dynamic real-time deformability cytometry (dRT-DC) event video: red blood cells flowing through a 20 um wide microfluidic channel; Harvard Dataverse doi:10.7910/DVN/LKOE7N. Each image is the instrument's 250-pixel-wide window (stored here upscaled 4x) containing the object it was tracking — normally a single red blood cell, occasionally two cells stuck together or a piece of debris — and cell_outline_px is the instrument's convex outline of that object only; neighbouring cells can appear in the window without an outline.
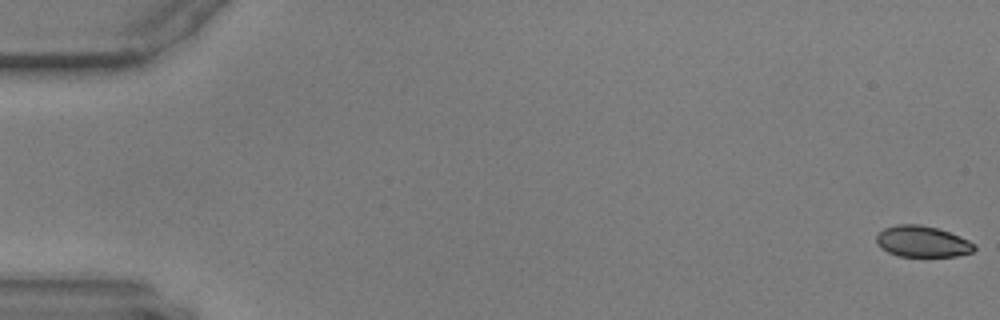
{"species": "common noctule bat (a hibernating species)", "species_latin": "Nyctalus noctula", "temperature_condition": "warm", "stored_images_in_passage": 58, "camera_frame_rate_fps": 3000, "um_per_image_px": 0.085, "animal": {"sex": "male", "body_mass_g": 17.9, "forearm_length_mm": 54.2}, "frame": {"image": 1, "passage_image": 1, "time_ms": 0.0, "image_size_px": [1000, 320], "cell_outline_px": [[976, 248], [972, 252], [956, 256], [900, 256], [888, 252], [880, 248], [876, 244], [876, 236], [884, 228], [896, 224], [920, 224], [936, 228], [960, 236], [976, 244]], "centroid_in_image_um": [78.38, 20.53], "position_along_channel_um": 6.6, "area_um2": 17.8}}
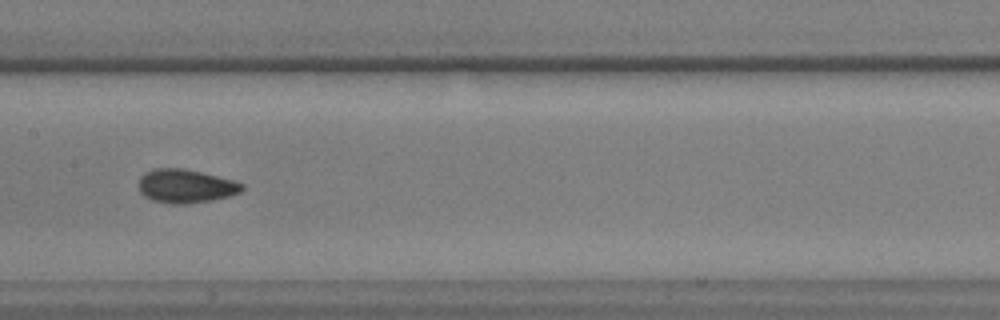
{"frame": {"image": 2, "passage_image": 30, "time_ms": 9.667, "image_size_px": [1000, 320], "cell_outline_px": [[244, 188], [240, 192], [228, 196], [212, 200], [184, 204], [172, 204], [152, 200], [144, 196], [140, 192], [140, 176], [144, 172], [152, 168], [184, 168], [232, 180], [244, 184]], "centroid_in_image_um": [15.76, 15.81], "position_along_channel_um": 191.6, "area_um2": 20.17}}
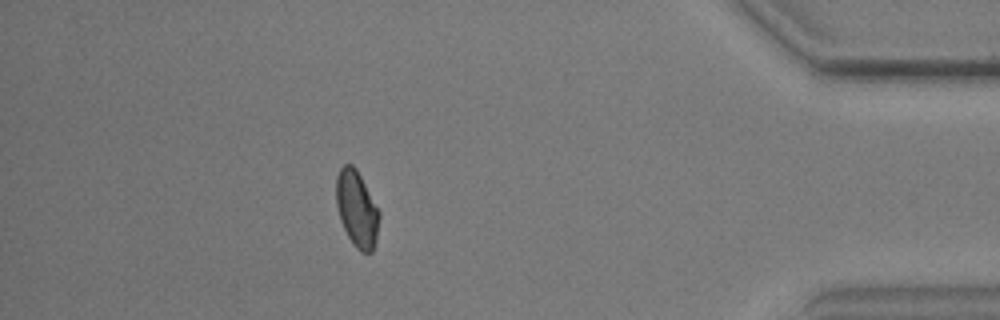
{"frame": {"image": 3, "passage_image": 52, "time_ms": 17.0, "image_size_px": [1000, 320], "cell_outline_px": [[380, 216], [376, 240], [372, 252], [360, 252], [352, 244], [340, 220], [336, 204], [336, 176], [340, 168], [344, 164], [352, 164], [356, 168], [380, 212]], "centroid_in_image_um": [30.32, 17.76], "position_along_channel_um": 404.9, "area_um2": 19.13}}